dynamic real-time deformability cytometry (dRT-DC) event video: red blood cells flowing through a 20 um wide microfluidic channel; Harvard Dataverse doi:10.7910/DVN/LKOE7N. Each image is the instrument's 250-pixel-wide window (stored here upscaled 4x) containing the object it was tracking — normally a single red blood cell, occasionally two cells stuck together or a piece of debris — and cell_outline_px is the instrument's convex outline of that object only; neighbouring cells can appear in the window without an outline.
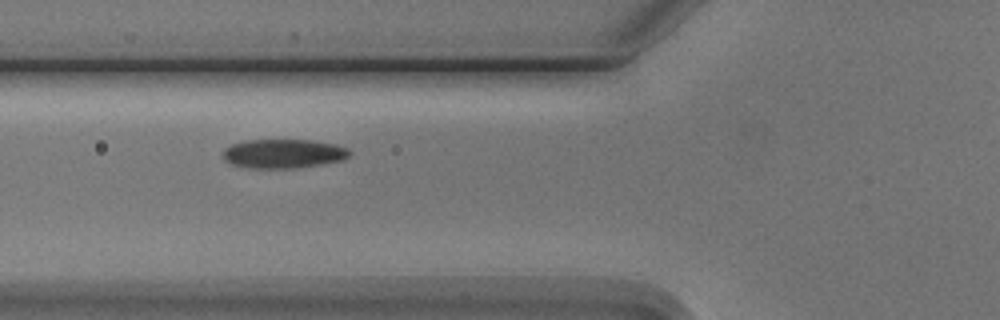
{"species": "Egyptian fruit bat (a non-hibernating species)", "species_latin": "Rousettus aegyptiacus", "temperature_condition": "cold", "stored_images_in_passage": 4, "camera_frame_rate_fps": 3000, "um_per_image_px": 0.085, "animal": {"sex": "male"}, "frame": {"image": 1, "passage_image": 3, "time_ms": 2.333, "image_size_px": [1000, 320], "cell_outline_px": [[352, 152], [348, 156], [340, 160], [320, 164], [292, 168], [248, 168], [232, 164], [224, 160], [224, 148], [232, 144], [244, 140], [312, 140], [336, 144], [348, 148]], "centroid_in_image_um": [24.08, 13.05], "position_along_channel_um": 101.7, "area_um2": 21.39}}
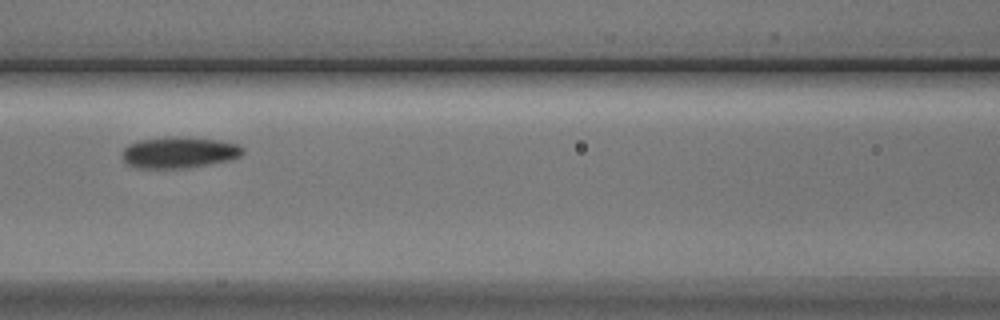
{"frame": {"image": 2, "passage_image": 4, "time_ms": 3.667, "image_size_px": [1000, 320], "cell_outline_px": [[244, 152], [240, 156], [228, 160], [208, 164], [184, 168], [136, 168], [128, 164], [124, 160], [124, 148], [128, 144], [140, 140], [168, 136], [176, 136], [216, 140], [240, 144], [244, 148]], "centroid_in_image_um": [15.23, 12.95], "position_along_channel_um": 151.4, "area_um2": 21.85}}